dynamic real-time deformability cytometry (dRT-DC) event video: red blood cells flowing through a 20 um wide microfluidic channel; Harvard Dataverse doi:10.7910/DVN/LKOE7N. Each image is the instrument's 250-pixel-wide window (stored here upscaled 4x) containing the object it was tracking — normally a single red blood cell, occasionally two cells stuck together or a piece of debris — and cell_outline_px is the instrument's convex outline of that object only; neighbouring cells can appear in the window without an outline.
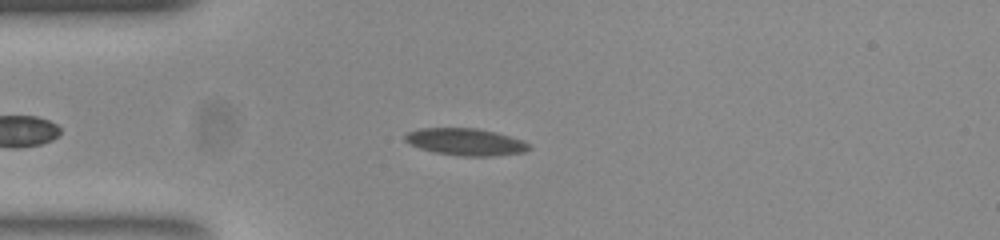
{"species": "common noctule bat (a hibernating species)", "species_latin": "Nyctalus noctula", "temperature_condition": "room temperature", "stored_images_in_passage": 48, "camera_frame_rate_fps": 3000, "um_per_image_px": 0.085, "animal": {"sex": "female", "body_mass_g": 23.0, "forearm_length_mm": 53.4}, "frame": {"image": 1, "passage_image": 11, "time_ms": 3.333, "image_size_px": [1000, 240], "cell_outline_px": [[532, 148], [524, 152], [492, 156], [460, 156], [436, 152], [420, 148], [408, 144], [404, 140], [404, 136], [408, 132], [420, 128], [476, 128], [496, 132], [524, 140], [532, 144]], "centroid_in_image_um": [39.61, 12.06], "position_along_channel_um": 45.4, "area_um2": 19.71}}
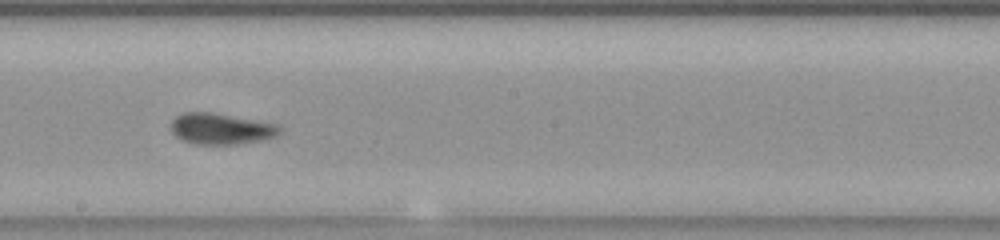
{"frame": {"image": 2, "passage_image": 27, "time_ms": 8.667, "image_size_px": [1000, 240], "cell_outline_px": [[284, 128], [276, 136], [260, 140], [240, 144], [196, 144], [180, 140], [172, 132], [172, 120], [180, 112], [212, 112], [276, 124]], "centroid_in_image_um": [18.77, 10.94], "position_along_channel_um": 229.4, "area_um2": 19.71}}
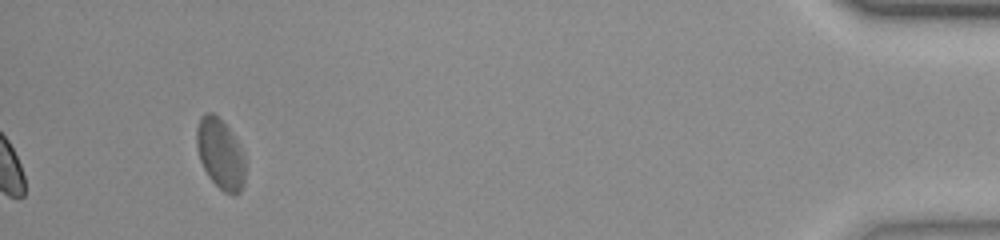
{"frame": {"image": 3, "passage_image": 48, "time_ms": 15.667, "image_size_px": [1000, 240], "cell_outline_px": [[244, 180], [240, 192], [236, 196], [232, 196], [224, 192], [208, 176], [200, 160], [196, 148], [196, 128], [200, 116], [204, 112], [212, 112], [232, 132], [244, 152]], "centroid_in_image_um": [18.72, 13.07], "position_along_channel_um": 416.5, "area_um2": 20.06}, "authors_computed_cell_mechanics": {"area_um2": 19.2474, "velocity_mm_per_s": 3.7456, "shape_relaxation_time_tau1_ms": 3.235, "shape_relaxation_time_tau2_ms": 1.1541, "deformation_change_tau1": 0.1268, "deformation_change_tau2": 0.0618}}